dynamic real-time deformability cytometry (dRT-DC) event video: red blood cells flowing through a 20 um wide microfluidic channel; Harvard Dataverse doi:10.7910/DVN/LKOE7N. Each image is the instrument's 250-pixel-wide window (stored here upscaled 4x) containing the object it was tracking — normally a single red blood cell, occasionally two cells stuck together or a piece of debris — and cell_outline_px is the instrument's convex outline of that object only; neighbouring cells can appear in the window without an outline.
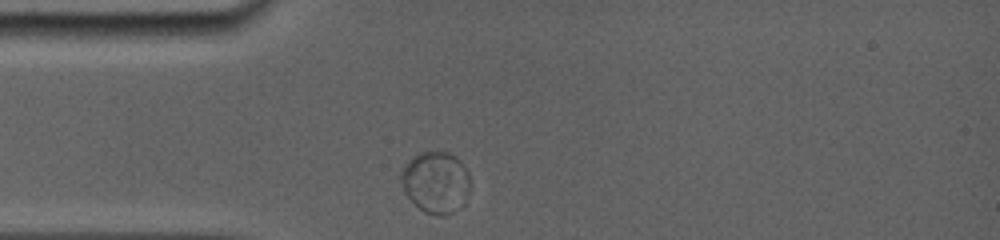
{"species": "common noctule bat (a hibernating species)", "species_latin": "Nyctalus noctula", "temperature_condition": "room temperature", "stored_images_in_passage": 30, "camera_frame_rate_fps": 5000, "um_per_image_px": 0.085, "animal": {"sex": "female", "body_mass_g": 19.0, "forearm_length_mm": 56.7}, "frame": {"image": 1, "passage_image": 1, "time_ms": 0.0, "image_size_px": [1000, 240], "cell_outline_px": [[472, 184], [464, 204], [460, 208], [444, 216], [440, 216], [424, 212], [404, 192], [400, 180], [400, 172], [420, 152], [448, 152], [456, 156], [460, 160], [468, 172]], "centroid_in_image_um": [37.1, 15.51], "position_along_channel_um": 47.9, "area_um2": 24.85}}
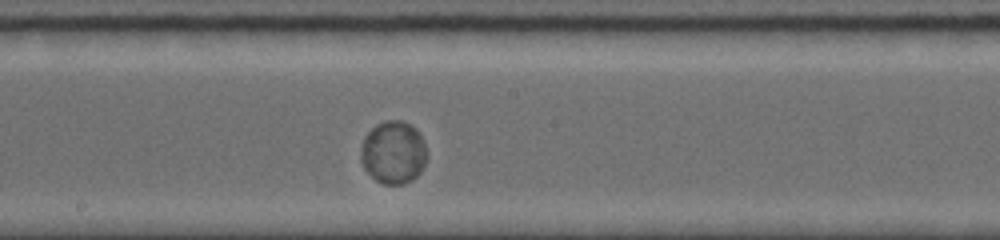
{"frame": {"image": 2, "passage_image": 13, "time_ms": 4.8, "image_size_px": [1000, 240], "cell_outline_px": [[428, 156], [420, 172], [412, 180], [404, 184], [384, 184], [376, 180], [364, 168], [360, 160], [360, 148], [364, 136], [376, 124], [384, 120], [400, 120], [416, 128], [424, 140], [428, 152]], "centroid_in_image_um": [33.44, 12.94], "position_along_channel_um": 214.8, "area_um2": 24.51}}
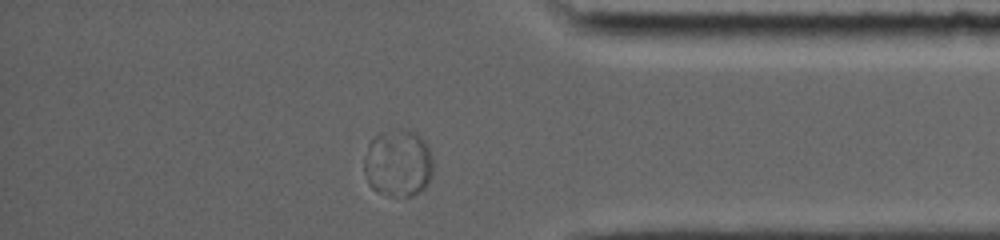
{"frame": {"image": 3, "passage_image": 26, "time_ms": 10.0, "image_size_px": [1000, 240], "cell_outline_px": [[432, 176], [428, 184], [424, 188], [412, 196], [392, 196], [380, 192], [372, 188], [368, 184], [364, 168], [364, 160], [368, 144], [380, 132], [400, 128], [404, 128], [420, 136], [424, 140], [432, 156]], "centroid_in_image_um": [33.84, 13.86], "position_along_channel_um": 401.4, "area_um2": 27.17}, "authors_computed_cell_mechanics": {"area_um2": 24.1026, "velocity_mm_per_s": 3.6806, "shape_relaxation_time_tau1_ms": 8.2871, "shape_relaxation_time_tau2_ms": null, "deformation_change_tau1": 0.0131, "deformation_change_tau2": null}}